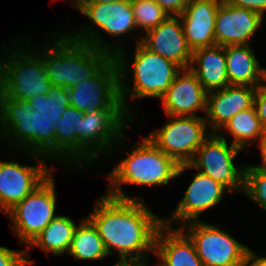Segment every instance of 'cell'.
I'll return each mask as SVG.
<instances>
[{
    "label": "cell",
    "instance_id": "cell-15",
    "mask_svg": "<svg viewBox=\"0 0 266 266\" xmlns=\"http://www.w3.org/2000/svg\"><path fill=\"white\" fill-rule=\"evenodd\" d=\"M222 2L218 0H191L190 4L178 16L183 20V31L189 48L216 45L214 38L217 9Z\"/></svg>",
    "mask_w": 266,
    "mask_h": 266
},
{
    "label": "cell",
    "instance_id": "cell-39",
    "mask_svg": "<svg viewBox=\"0 0 266 266\" xmlns=\"http://www.w3.org/2000/svg\"><path fill=\"white\" fill-rule=\"evenodd\" d=\"M87 0H78L76 3V8H78L80 11L83 10L85 4H86Z\"/></svg>",
    "mask_w": 266,
    "mask_h": 266
},
{
    "label": "cell",
    "instance_id": "cell-33",
    "mask_svg": "<svg viewBox=\"0 0 266 266\" xmlns=\"http://www.w3.org/2000/svg\"><path fill=\"white\" fill-rule=\"evenodd\" d=\"M161 9L168 15L169 12H174L177 16H180L185 8L190 4L191 0H154Z\"/></svg>",
    "mask_w": 266,
    "mask_h": 266
},
{
    "label": "cell",
    "instance_id": "cell-11",
    "mask_svg": "<svg viewBox=\"0 0 266 266\" xmlns=\"http://www.w3.org/2000/svg\"><path fill=\"white\" fill-rule=\"evenodd\" d=\"M137 44L132 97L162 98L178 74V69L182 68L175 62L149 50L141 42Z\"/></svg>",
    "mask_w": 266,
    "mask_h": 266
},
{
    "label": "cell",
    "instance_id": "cell-8",
    "mask_svg": "<svg viewBox=\"0 0 266 266\" xmlns=\"http://www.w3.org/2000/svg\"><path fill=\"white\" fill-rule=\"evenodd\" d=\"M53 179L48 178L31 194L17 203L8 215L14 220L16 233L29 244L56 217Z\"/></svg>",
    "mask_w": 266,
    "mask_h": 266
},
{
    "label": "cell",
    "instance_id": "cell-10",
    "mask_svg": "<svg viewBox=\"0 0 266 266\" xmlns=\"http://www.w3.org/2000/svg\"><path fill=\"white\" fill-rule=\"evenodd\" d=\"M193 241L197 255L204 266H243L249 248L240 245L229 234L214 226L191 222Z\"/></svg>",
    "mask_w": 266,
    "mask_h": 266
},
{
    "label": "cell",
    "instance_id": "cell-6",
    "mask_svg": "<svg viewBox=\"0 0 266 266\" xmlns=\"http://www.w3.org/2000/svg\"><path fill=\"white\" fill-rule=\"evenodd\" d=\"M12 54L11 61L0 63V92L12 100L28 101L39 94L46 95L52 84L46 73L44 59H32L25 54ZM21 56L20 62L15 56ZM4 73V74H3Z\"/></svg>",
    "mask_w": 266,
    "mask_h": 266
},
{
    "label": "cell",
    "instance_id": "cell-23",
    "mask_svg": "<svg viewBox=\"0 0 266 266\" xmlns=\"http://www.w3.org/2000/svg\"><path fill=\"white\" fill-rule=\"evenodd\" d=\"M224 51L229 85L247 86L249 84L257 88L258 82L262 78L266 79V69L259 67L248 45L224 46Z\"/></svg>",
    "mask_w": 266,
    "mask_h": 266
},
{
    "label": "cell",
    "instance_id": "cell-21",
    "mask_svg": "<svg viewBox=\"0 0 266 266\" xmlns=\"http://www.w3.org/2000/svg\"><path fill=\"white\" fill-rule=\"evenodd\" d=\"M195 61L198 62L199 69L191 67L190 70L208 94L216 88L218 90L229 85L224 46L216 44L192 51L191 63Z\"/></svg>",
    "mask_w": 266,
    "mask_h": 266
},
{
    "label": "cell",
    "instance_id": "cell-16",
    "mask_svg": "<svg viewBox=\"0 0 266 266\" xmlns=\"http://www.w3.org/2000/svg\"><path fill=\"white\" fill-rule=\"evenodd\" d=\"M161 99L170 117H183L186 113L193 117L194 110H206L207 106V92L190 69L182 78L176 75Z\"/></svg>",
    "mask_w": 266,
    "mask_h": 266
},
{
    "label": "cell",
    "instance_id": "cell-14",
    "mask_svg": "<svg viewBox=\"0 0 266 266\" xmlns=\"http://www.w3.org/2000/svg\"><path fill=\"white\" fill-rule=\"evenodd\" d=\"M140 42L149 50L178 64L183 71L192 60V50L187 44L183 27L173 15L149 30Z\"/></svg>",
    "mask_w": 266,
    "mask_h": 266
},
{
    "label": "cell",
    "instance_id": "cell-1",
    "mask_svg": "<svg viewBox=\"0 0 266 266\" xmlns=\"http://www.w3.org/2000/svg\"><path fill=\"white\" fill-rule=\"evenodd\" d=\"M115 191L101 198L89 220L97 228L107 254L114 247L122 254L121 259L136 252L130 259L140 260L143 250L155 252L156 234L165 221L153 215L144 204L125 197L120 187Z\"/></svg>",
    "mask_w": 266,
    "mask_h": 266
},
{
    "label": "cell",
    "instance_id": "cell-30",
    "mask_svg": "<svg viewBox=\"0 0 266 266\" xmlns=\"http://www.w3.org/2000/svg\"><path fill=\"white\" fill-rule=\"evenodd\" d=\"M244 188L248 196L266 210V172L246 167Z\"/></svg>",
    "mask_w": 266,
    "mask_h": 266
},
{
    "label": "cell",
    "instance_id": "cell-17",
    "mask_svg": "<svg viewBox=\"0 0 266 266\" xmlns=\"http://www.w3.org/2000/svg\"><path fill=\"white\" fill-rule=\"evenodd\" d=\"M127 115L125 110H96L84 112L80 125V154L85 157H93L97 151L82 152V149H88L89 142L99 144L98 148H104L109 143L112 136L121 133L122 116ZM104 145V147H103ZM86 146V147H85ZM87 155V156H86Z\"/></svg>",
    "mask_w": 266,
    "mask_h": 266
},
{
    "label": "cell",
    "instance_id": "cell-27",
    "mask_svg": "<svg viewBox=\"0 0 266 266\" xmlns=\"http://www.w3.org/2000/svg\"><path fill=\"white\" fill-rule=\"evenodd\" d=\"M234 136L233 145L242 149L250 138L261 137L264 133L255 106L236 113L225 125Z\"/></svg>",
    "mask_w": 266,
    "mask_h": 266
},
{
    "label": "cell",
    "instance_id": "cell-28",
    "mask_svg": "<svg viewBox=\"0 0 266 266\" xmlns=\"http://www.w3.org/2000/svg\"><path fill=\"white\" fill-rule=\"evenodd\" d=\"M28 102L37 113L52 119L54 124L60 121L62 114L70 105L67 89L53 85L46 95L39 94L30 98Z\"/></svg>",
    "mask_w": 266,
    "mask_h": 266
},
{
    "label": "cell",
    "instance_id": "cell-5",
    "mask_svg": "<svg viewBox=\"0 0 266 266\" xmlns=\"http://www.w3.org/2000/svg\"><path fill=\"white\" fill-rule=\"evenodd\" d=\"M0 118L5 126L21 138L22 144H31L36 152L54 153L55 124L52 119L40 115L31 103L23 100H12L0 92ZM11 122V124H9ZM50 150V151H49Z\"/></svg>",
    "mask_w": 266,
    "mask_h": 266
},
{
    "label": "cell",
    "instance_id": "cell-4",
    "mask_svg": "<svg viewBox=\"0 0 266 266\" xmlns=\"http://www.w3.org/2000/svg\"><path fill=\"white\" fill-rule=\"evenodd\" d=\"M179 164L148 138L110 174L111 181L141 185L167 184L177 176Z\"/></svg>",
    "mask_w": 266,
    "mask_h": 266
},
{
    "label": "cell",
    "instance_id": "cell-9",
    "mask_svg": "<svg viewBox=\"0 0 266 266\" xmlns=\"http://www.w3.org/2000/svg\"><path fill=\"white\" fill-rule=\"evenodd\" d=\"M205 141L196 152V155L201 154L200 157H197V160L193 159L189 164H181L177 176H180L184 169L195 167L202 169L201 173L220 182L226 190L231 191L232 188L237 190L236 186L239 184L244 188L245 171L236 170L232 162L240 148L233 144L228 147L225 138L220 135H211L210 140Z\"/></svg>",
    "mask_w": 266,
    "mask_h": 266
},
{
    "label": "cell",
    "instance_id": "cell-22",
    "mask_svg": "<svg viewBox=\"0 0 266 266\" xmlns=\"http://www.w3.org/2000/svg\"><path fill=\"white\" fill-rule=\"evenodd\" d=\"M165 228H167L166 224H163L158 229L155 238L157 254L163 264L159 266H204L197 255L193 241L188 236L184 237L182 230L179 229L178 231L169 233L164 239L162 231Z\"/></svg>",
    "mask_w": 266,
    "mask_h": 266
},
{
    "label": "cell",
    "instance_id": "cell-12",
    "mask_svg": "<svg viewBox=\"0 0 266 266\" xmlns=\"http://www.w3.org/2000/svg\"><path fill=\"white\" fill-rule=\"evenodd\" d=\"M261 20L259 13L222 0L215 18V43L220 46L247 45Z\"/></svg>",
    "mask_w": 266,
    "mask_h": 266
},
{
    "label": "cell",
    "instance_id": "cell-3",
    "mask_svg": "<svg viewBox=\"0 0 266 266\" xmlns=\"http://www.w3.org/2000/svg\"><path fill=\"white\" fill-rule=\"evenodd\" d=\"M116 52L94 76L67 89L71 106L81 112L126 108L123 92L128 90L120 80L124 63L119 61L122 52L119 49Z\"/></svg>",
    "mask_w": 266,
    "mask_h": 266
},
{
    "label": "cell",
    "instance_id": "cell-20",
    "mask_svg": "<svg viewBox=\"0 0 266 266\" xmlns=\"http://www.w3.org/2000/svg\"><path fill=\"white\" fill-rule=\"evenodd\" d=\"M109 34L118 36L136 26L131 0L85 4L81 11Z\"/></svg>",
    "mask_w": 266,
    "mask_h": 266
},
{
    "label": "cell",
    "instance_id": "cell-37",
    "mask_svg": "<svg viewBox=\"0 0 266 266\" xmlns=\"http://www.w3.org/2000/svg\"><path fill=\"white\" fill-rule=\"evenodd\" d=\"M141 261V263H139ZM142 260H137V259H121L117 264H114V266H145L142 263Z\"/></svg>",
    "mask_w": 266,
    "mask_h": 266
},
{
    "label": "cell",
    "instance_id": "cell-36",
    "mask_svg": "<svg viewBox=\"0 0 266 266\" xmlns=\"http://www.w3.org/2000/svg\"><path fill=\"white\" fill-rule=\"evenodd\" d=\"M259 146L261 147L263 166L262 167L254 166L253 168L266 172V132H264L263 135L261 136V142Z\"/></svg>",
    "mask_w": 266,
    "mask_h": 266
},
{
    "label": "cell",
    "instance_id": "cell-13",
    "mask_svg": "<svg viewBox=\"0 0 266 266\" xmlns=\"http://www.w3.org/2000/svg\"><path fill=\"white\" fill-rule=\"evenodd\" d=\"M47 173L42 167L0 162V209L10 211L48 178Z\"/></svg>",
    "mask_w": 266,
    "mask_h": 266
},
{
    "label": "cell",
    "instance_id": "cell-31",
    "mask_svg": "<svg viewBox=\"0 0 266 266\" xmlns=\"http://www.w3.org/2000/svg\"><path fill=\"white\" fill-rule=\"evenodd\" d=\"M22 255L24 254L21 252L0 247V266H28L30 261Z\"/></svg>",
    "mask_w": 266,
    "mask_h": 266
},
{
    "label": "cell",
    "instance_id": "cell-38",
    "mask_svg": "<svg viewBox=\"0 0 266 266\" xmlns=\"http://www.w3.org/2000/svg\"><path fill=\"white\" fill-rule=\"evenodd\" d=\"M113 1H117V0H87L86 4H91V3H111Z\"/></svg>",
    "mask_w": 266,
    "mask_h": 266
},
{
    "label": "cell",
    "instance_id": "cell-32",
    "mask_svg": "<svg viewBox=\"0 0 266 266\" xmlns=\"http://www.w3.org/2000/svg\"><path fill=\"white\" fill-rule=\"evenodd\" d=\"M254 106L262 129L266 132V85L257 87L254 96Z\"/></svg>",
    "mask_w": 266,
    "mask_h": 266
},
{
    "label": "cell",
    "instance_id": "cell-29",
    "mask_svg": "<svg viewBox=\"0 0 266 266\" xmlns=\"http://www.w3.org/2000/svg\"><path fill=\"white\" fill-rule=\"evenodd\" d=\"M136 25L149 30L159 26L168 15L154 0H131Z\"/></svg>",
    "mask_w": 266,
    "mask_h": 266
},
{
    "label": "cell",
    "instance_id": "cell-7",
    "mask_svg": "<svg viewBox=\"0 0 266 266\" xmlns=\"http://www.w3.org/2000/svg\"><path fill=\"white\" fill-rule=\"evenodd\" d=\"M206 122L207 120L197 116H178L174 121L167 123L160 132L151 133L148 139L179 165L189 164L194 159L197 149L206 140Z\"/></svg>",
    "mask_w": 266,
    "mask_h": 266
},
{
    "label": "cell",
    "instance_id": "cell-2",
    "mask_svg": "<svg viewBox=\"0 0 266 266\" xmlns=\"http://www.w3.org/2000/svg\"><path fill=\"white\" fill-rule=\"evenodd\" d=\"M91 33L90 39L82 34L62 38L52 51L46 52L44 65L53 86L72 88L94 76L113 57L108 48L101 49L97 34Z\"/></svg>",
    "mask_w": 266,
    "mask_h": 266
},
{
    "label": "cell",
    "instance_id": "cell-35",
    "mask_svg": "<svg viewBox=\"0 0 266 266\" xmlns=\"http://www.w3.org/2000/svg\"><path fill=\"white\" fill-rule=\"evenodd\" d=\"M252 259H255L253 261V263H250L249 266H266V258H255L254 254H252V251H248L246 259H245V263L243 266H247L249 261H251Z\"/></svg>",
    "mask_w": 266,
    "mask_h": 266
},
{
    "label": "cell",
    "instance_id": "cell-19",
    "mask_svg": "<svg viewBox=\"0 0 266 266\" xmlns=\"http://www.w3.org/2000/svg\"><path fill=\"white\" fill-rule=\"evenodd\" d=\"M257 88L247 86L228 85L218 92H212L210 100L207 97L206 111L210 118V125L214 129L224 126L236 113L251 108ZM209 104V106H208Z\"/></svg>",
    "mask_w": 266,
    "mask_h": 266
},
{
    "label": "cell",
    "instance_id": "cell-26",
    "mask_svg": "<svg viewBox=\"0 0 266 266\" xmlns=\"http://www.w3.org/2000/svg\"><path fill=\"white\" fill-rule=\"evenodd\" d=\"M68 252L77 259L86 260L108 255L97 228L89 219L76 227Z\"/></svg>",
    "mask_w": 266,
    "mask_h": 266
},
{
    "label": "cell",
    "instance_id": "cell-34",
    "mask_svg": "<svg viewBox=\"0 0 266 266\" xmlns=\"http://www.w3.org/2000/svg\"><path fill=\"white\" fill-rule=\"evenodd\" d=\"M225 2L239 7L252 10L260 15L266 10V0H224Z\"/></svg>",
    "mask_w": 266,
    "mask_h": 266
},
{
    "label": "cell",
    "instance_id": "cell-24",
    "mask_svg": "<svg viewBox=\"0 0 266 266\" xmlns=\"http://www.w3.org/2000/svg\"><path fill=\"white\" fill-rule=\"evenodd\" d=\"M76 225L65 216H56L30 244L36 245L53 254H62L69 250Z\"/></svg>",
    "mask_w": 266,
    "mask_h": 266
},
{
    "label": "cell",
    "instance_id": "cell-18",
    "mask_svg": "<svg viewBox=\"0 0 266 266\" xmlns=\"http://www.w3.org/2000/svg\"><path fill=\"white\" fill-rule=\"evenodd\" d=\"M224 185L201 172L196 174L179 203L173 219L194 221L202 211L213 207L221 201Z\"/></svg>",
    "mask_w": 266,
    "mask_h": 266
},
{
    "label": "cell",
    "instance_id": "cell-25",
    "mask_svg": "<svg viewBox=\"0 0 266 266\" xmlns=\"http://www.w3.org/2000/svg\"><path fill=\"white\" fill-rule=\"evenodd\" d=\"M83 116L84 112L78 111L75 107L68 105L60 121L55 124L56 152H72V155H75L77 151L80 155V125Z\"/></svg>",
    "mask_w": 266,
    "mask_h": 266
}]
</instances>
